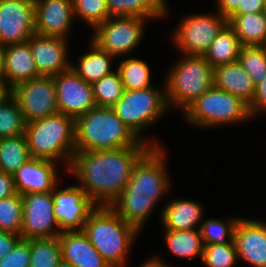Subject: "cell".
I'll use <instances>...</instances> for the list:
<instances>
[{
    "label": "cell",
    "instance_id": "cell-36",
    "mask_svg": "<svg viewBox=\"0 0 266 267\" xmlns=\"http://www.w3.org/2000/svg\"><path fill=\"white\" fill-rule=\"evenodd\" d=\"M23 204L20 194L0 200V230L21 234Z\"/></svg>",
    "mask_w": 266,
    "mask_h": 267
},
{
    "label": "cell",
    "instance_id": "cell-29",
    "mask_svg": "<svg viewBox=\"0 0 266 267\" xmlns=\"http://www.w3.org/2000/svg\"><path fill=\"white\" fill-rule=\"evenodd\" d=\"M31 157L24 135L3 137L0 145V172L14 174Z\"/></svg>",
    "mask_w": 266,
    "mask_h": 267
},
{
    "label": "cell",
    "instance_id": "cell-13",
    "mask_svg": "<svg viewBox=\"0 0 266 267\" xmlns=\"http://www.w3.org/2000/svg\"><path fill=\"white\" fill-rule=\"evenodd\" d=\"M34 34V0H0V44L23 43Z\"/></svg>",
    "mask_w": 266,
    "mask_h": 267
},
{
    "label": "cell",
    "instance_id": "cell-19",
    "mask_svg": "<svg viewBox=\"0 0 266 267\" xmlns=\"http://www.w3.org/2000/svg\"><path fill=\"white\" fill-rule=\"evenodd\" d=\"M56 164L48 159L30 158L13 174L18 194L53 191L61 180Z\"/></svg>",
    "mask_w": 266,
    "mask_h": 267
},
{
    "label": "cell",
    "instance_id": "cell-34",
    "mask_svg": "<svg viewBox=\"0 0 266 267\" xmlns=\"http://www.w3.org/2000/svg\"><path fill=\"white\" fill-rule=\"evenodd\" d=\"M96 106L113 107L122 97L124 87L119 71L116 69L92 84Z\"/></svg>",
    "mask_w": 266,
    "mask_h": 267
},
{
    "label": "cell",
    "instance_id": "cell-8",
    "mask_svg": "<svg viewBox=\"0 0 266 267\" xmlns=\"http://www.w3.org/2000/svg\"><path fill=\"white\" fill-rule=\"evenodd\" d=\"M182 113L186 122L201 129L240 124L252 120L246 102L214 85Z\"/></svg>",
    "mask_w": 266,
    "mask_h": 267
},
{
    "label": "cell",
    "instance_id": "cell-7",
    "mask_svg": "<svg viewBox=\"0 0 266 267\" xmlns=\"http://www.w3.org/2000/svg\"><path fill=\"white\" fill-rule=\"evenodd\" d=\"M112 109L139 140L151 147L162 146L156 139L146 140L142 133L161 120L160 118L170 109L166 100L165 85L161 88L152 86L141 90H124L122 97Z\"/></svg>",
    "mask_w": 266,
    "mask_h": 267
},
{
    "label": "cell",
    "instance_id": "cell-16",
    "mask_svg": "<svg viewBox=\"0 0 266 267\" xmlns=\"http://www.w3.org/2000/svg\"><path fill=\"white\" fill-rule=\"evenodd\" d=\"M28 41L39 75L55 76L71 69L68 39L34 34Z\"/></svg>",
    "mask_w": 266,
    "mask_h": 267
},
{
    "label": "cell",
    "instance_id": "cell-40",
    "mask_svg": "<svg viewBox=\"0 0 266 267\" xmlns=\"http://www.w3.org/2000/svg\"><path fill=\"white\" fill-rule=\"evenodd\" d=\"M251 119L266 113V76L258 85L255 86V96L248 105Z\"/></svg>",
    "mask_w": 266,
    "mask_h": 267
},
{
    "label": "cell",
    "instance_id": "cell-20",
    "mask_svg": "<svg viewBox=\"0 0 266 267\" xmlns=\"http://www.w3.org/2000/svg\"><path fill=\"white\" fill-rule=\"evenodd\" d=\"M62 261L73 267H111L93 247L82 230L64 231L58 236Z\"/></svg>",
    "mask_w": 266,
    "mask_h": 267
},
{
    "label": "cell",
    "instance_id": "cell-47",
    "mask_svg": "<svg viewBox=\"0 0 266 267\" xmlns=\"http://www.w3.org/2000/svg\"><path fill=\"white\" fill-rule=\"evenodd\" d=\"M4 54H5V46L0 44V77L4 75Z\"/></svg>",
    "mask_w": 266,
    "mask_h": 267
},
{
    "label": "cell",
    "instance_id": "cell-43",
    "mask_svg": "<svg viewBox=\"0 0 266 267\" xmlns=\"http://www.w3.org/2000/svg\"><path fill=\"white\" fill-rule=\"evenodd\" d=\"M264 11H266L264 0H243L242 5H239L232 15H245Z\"/></svg>",
    "mask_w": 266,
    "mask_h": 267
},
{
    "label": "cell",
    "instance_id": "cell-1",
    "mask_svg": "<svg viewBox=\"0 0 266 267\" xmlns=\"http://www.w3.org/2000/svg\"><path fill=\"white\" fill-rule=\"evenodd\" d=\"M150 147L75 151L66 172L97 206H109L128 184L134 164Z\"/></svg>",
    "mask_w": 266,
    "mask_h": 267
},
{
    "label": "cell",
    "instance_id": "cell-17",
    "mask_svg": "<svg viewBox=\"0 0 266 267\" xmlns=\"http://www.w3.org/2000/svg\"><path fill=\"white\" fill-rule=\"evenodd\" d=\"M34 8L36 34L69 37L75 19L72 0H34Z\"/></svg>",
    "mask_w": 266,
    "mask_h": 267
},
{
    "label": "cell",
    "instance_id": "cell-3",
    "mask_svg": "<svg viewBox=\"0 0 266 267\" xmlns=\"http://www.w3.org/2000/svg\"><path fill=\"white\" fill-rule=\"evenodd\" d=\"M82 231L111 267H126L132 244L140 233L108 205L97 206Z\"/></svg>",
    "mask_w": 266,
    "mask_h": 267
},
{
    "label": "cell",
    "instance_id": "cell-42",
    "mask_svg": "<svg viewBox=\"0 0 266 267\" xmlns=\"http://www.w3.org/2000/svg\"><path fill=\"white\" fill-rule=\"evenodd\" d=\"M20 239V235L0 230V259L10 253Z\"/></svg>",
    "mask_w": 266,
    "mask_h": 267
},
{
    "label": "cell",
    "instance_id": "cell-18",
    "mask_svg": "<svg viewBox=\"0 0 266 267\" xmlns=\"http://www.w3.org/2000/svg\"><path fill=\"white\" fill-rule=\"evenodd\" d=\"M238 260L251 267H266V222L240 218L234 231Z\"/></svg>",
    "mask_w": 266,
    "mask_h": 267
},
{
    "label": "cell",
    "instance_id": "cell-9",
    "mask_svg": "<svg viewBox=\"0 0 266 267\" xmlns=\"http://www.w3.org/2000/svg\"><path fill=\"white\" fill-rule=\"evenodd\" d=\"M209 13L186 15L171 32V42L176 50L185 55L204 56L218 32L227 23V19L214 11Z\"/></svg>",
    "mask_w": 266,
    "mask_h": 267
},
{
    "label": "cell",
    "instance_id": "cell-12",
    "mask_svg": "<svg viewBox=\"0 0 266 267\" xmlns=\"http://www.w3.org/2000/svg\"><path fill=\"white\" fill-rule=\"evenodd\" d=\"M21 197L23 204L21 238H51L58 237L62 233L54 216L52 191L28 193Z\"/></svg>",
    "mask_w": 266,
    "mask_h": 267
},
{
    "label": "cell",
    "instance_id": "cell-11",
    "mask_svg": "<svg viewBox=\"0 0 266 267\" xmlns=\"http://www.w3.org/2000/svg\"><path fill=\"white\" fill-rule=\"evenodd\" d=\"M12 95L26 123L58 113L54 76H38L16 84Z\"/></svg>",
    "mask_w": 266,
    "mask_h": 267
},
{
    "label": "cell",
    "instance_id": "cell-39",
    "mask_svg": "<svg viewBox=\"0 0 266 267\" xmlns=\"http://www.w3.org/2000/svg\"><path fill=\"white\" fill-rule=\"evenodd\" d=\"M0 267H30V239L21 238L13 250L0 259Z\"/></svg>",
    "mask_w": 266,
    "mask_h": 267
},
{
    "label": "cell",
    "instance_id": "cell-22",
    "mask_svg": "<svg viewBox=\"0 0 266 267\" xmlns=\"http://www.w3.org/2000/svg\"><path fill=\"white\" fill-rule=\"evenodd\" d=\"M200 203L190 199H174L163 207L160 219L163 229L191 230L200 228L204 215Z\"/></svg>",
    "mask_w": 266,
    "mask_h": 267
},
{
    "label": "cell",
    "instance_id": "cell-25",
    "mask_svg": "<svg viewBox=\"0 0 266 267\" xmlns=\"http://www.w3.org/2000/svg\"><path fill=\"white\" fill-rule=\"evenodd\" d=\"M110 17H141L157 20L165 18L168 11L167 0H106Z\"/></svg>",
    "mask_w": 266,
    "mask_h": 267
},
{
    "label": "cell",
    "instance_id": "cell-46",
    "mask_svg": "<svg viewBox=\"0 0 266 267\" xmlns=\"http://www.w3.org/2000/svg\"><path fill=\"white\" fill-rule=\"evenodd\" d=\"M12 94V88L7 84L4 77H0V102L4 101Z\"/></svg>",
    "mask_w": 266,
    "mask_h": 267
},
{
    "label": "cell",
    "instance_id": "cell-31",
    "mask_svg": "<svg viewBox=\"0 0 266 267\" xmlns=\"http://www.w3.org/2000/svg\"><path fill=\"white\" fill-rule=\"evenodd\" d=\"M61 262L58 237L30 239V267H59Z\"/></svg>",
    "mask_w": 266,
    "mask_h": 267
},
{
    "label": "cell",
    "instance_id": "cell-37",
    "mask_svg": "<svg viewBox=\"0 0 266 267\" xmlns=\"http://www.w3.org/2000/svg\"><path fill=\"white\" fill-rule=\"evenodd\" d=\"M74 18L82 19L94 30L110 18L106 0H72Z\"/></svg>",
    "mask_w": 266,
    "mask_h": 267
},
{
    "label": "cell",
    "instance_id": "cell-6",
    "mask_svg": "<svg viewBox=\"0 0 266 267\" xmlns=\"http://www.w3.org/2000/svg\"><path fill=\"white\" fill-rule=\"evenodd\" d=\"M172 65L164 75L165 84L162 85H165L169 108H180V112H183L214 85V68L204 56L185 54Z\"/></svg>",
    "mask_w": 266,
    "mask_h": 267
},
{
    "label": "cell",
    "instance_id": "cell-2",
    "mask_svg": "<svg viewBox=\"0 0 266 267\" xmlns=\"http://www.w3.org/2000/svg\"><path fill=\"white\" fill-rule=\"evenodd\" d=\"M150 147L134 164L124 190L109 205L139 231L148 223L155 204L169 193L171 183L166 149Z\"/></svg>",
    "mask_w": 266,
    "mask_h": 267
},
{
    "label": "cell",
    "instance_id": "cell-4",
    "mask_svg": "<svg viewBox=\"0 0 266 267\" xmlns=\"http://www.w3.org/2000/svg\"><path fill=\"white\" fill-rule=\"evenodd\" d=\"M150 146L139 140L118 118L112 107L96 106L75 119L76 151Z\"/></svg>",
    "mask_w": 266,
    "mask_h": 267
},
{
    "label": "cell",
    "instance_id": "cell-26",
    "mask_svg": "<svg viewBox=\"0 0 266 267\" xmlns=\"http://www.w3.org/2000/svg\"><path fill=\"white\" fill-rule=\"evenodd\" d=\"M227 23L235 31L242 46H266V11L231 15Z\"/></svg>",
    "mask_w": 266,
    "mask_h": 267
},
{
    "label": "cell",
    "instance_id": "cell-38",
    "mask_svg": "<svg viewBox=\"0 0 266 267\" xmlns=\"http://www.w3.org/2000/svg\"><path fill=\"white\" fill-rule=\"evenodd\" d=\"M202 262L207 267H234L238 260L234 240L229 244L203 245Z\"/></svg>",
    "mask_w": 266,
    "mask_h": 267
},
{
    "label": "cell",
    "instance_id": "cell-35",
    "mask_svg": "<svg viewBox=\"0 0 266 267\" xmlns=\"http://www.w3.org/2000/svg\"><path fill=\"white\" fill-rule=\"evenodd\" d=\"M238 62L258 85L266 76V46H242Z\"/></svg>",
    "mask_w": 266,
    "mask_h": 267
},
{
    "label": "cell",
    "instance_id": "cell-10",
    "mask_svg": "<svg viewBox=\"0 0 266 267\" xmlns=\"http://www.w3.org/2000/svg\"><path fill=\"white\" fill-rule=\"evenodd\" d=\"M149 19L141 17H110L98 25L90 41L117 57L129 55L141 43Z\"/></svg>",
    "mask_w": 266,
    "mask_h": 267
},
{
    "label": "cell",
    "instance_id": "cell-48",
    "mask_svg": "<svg viewBox=\"0 0 266 267\" xmlns=\"http://www.w3.org/2000/svg\"><path fill=\"white\" fill-rule=\"evenodd\" d=\"M59 267H73V266L62 261Z\"/></svg>",
    "mask_w": 266,
    "mask_h": 267
},
{
    "label": "cell",
    "instance_id": "cell-32",
    "mask_svg": "<svg viewBox=\"0 0 266 267\" xmlns=\"http://www.w3.org/2000/svg\"><path fill=\"white\" fill-rule=\"evenodd\" d=\"M25 130L26 121L17 100L11 94L0 102V136L14 137L24 135Z\"/></svg>",
    "mask_w": 266,
    "mask_h": 267
},
{
    "label": "cell",
    "instance_id": "cell-44",
    "mask_svg": "<svg viewBox=\"0 0 266 267\" xmlns=\"http://www.w3.org/2000/svg\"><path fill=\"white\" fill-rule=\"evenodd\" d=\"M243 0H217L216 11L228 19L242 5Z\"/></svg>",
    "mask_w": 266,
    "mask_h": 267
},
{
    "label": "cell",
    "instance_id": "cell-27",
    "mask_svg": "<svg viewBox=\"0 0 266 267\" xmlns=\"http://www.w3.org/2000/svg\"><path fill=\"white\" fill-rule=\"evenodd\" d=\"M241 47L235 31L226 23L212 41L204 57L213 68L222 64L234 63L239 59Z\"/></svg>",
    "mask_w": 266,
    "mask_h": 267
},
{
    "label": "cell",
    "instance_id": "cell-21",
    "mask_svg": "<svg viewBox=\"0 0 266 267\" xmlns=\"http://www.w3.org/2000/svg\"><path fill=\"white\" fill-rule=\"evenodd\" d=\"M38 76L29 41L5 46L3 77L11 88Z\"/></svg>",
    "mask_w": 266,
    "mask_h": 267
},
{
    "label": "cell",
    "instance_id": "cell-30",
    "mask_svg": "<svg viewBox=\"0 0 266 267\" xmlns=\"http://www.w3.org/2000/svg\"><path fill=\"white\" fill-rule=\"evenodd\" d=\"M116 69L120 73L124 90H141L154 86L150 67L142 59L129 56L122 59Z\"/></svg>",
    "mask_w": 266,
    "mask_h": 267
},
{
    "label": "cell",
    "instance_id": "cell-15",
    "mask_svg": "<svg viewBox=\"0 0 266 267\" xmlns=\"http://www.w3.org/2000/svg\"><path fill=\"white\" fill-rule=\"evenodd\" d=\"M58 111L74 119L96 107L93 86L72 69L54 76Z\"/></svg>",
    "mask_w": 266,
    "mask_h": 267
},
{
    "label": "cell",
    "instance_id": "cell-24",
    "mask_svg": "<svg viewBox=\"0 0 266 267\" xmlns=\"http://www.w3.org/2000/svg\"><path fill=\"white\" fill-rule=\"evenodd\" d=\"M89 43V51L79 55L77 63H71V69L85 82L92 85L115 71L112 70L111 64L115 57L100 49L93 41Z\"/></svg>",
    "mask_w": 266,
    "mask_h": 267
},
{
    "label": "cell",
    "instance_id": "cell-14",
    "mask_svg": "<svg viewBox=\"0 0 266 267\" xmlns=\"http://www.w3.org/2000/svg\"><path fill=\"white\" fill-rule=\"evenodd\" d=\"M57 185L52 191L54 216L60 231L82 230L90 213L97 205L86 195L79 185L62 189Z\"/></svg>",
    "mask_w": 266,
    "mask_h": 267
},
{
    "label": "cell",
    "instance_id": "cell-45",
    "mask_svg": "<svg viewBox=\"0 0 266 267\" xmlns=\"http://www.w3.org/2000/svg\"><path fill=\"white\" fill-rule=\"evenodd\" d=\"M151 257L144 261L139 267H171L168 263H165L163 259H160L159 256L157 257L154 255Z\"/></svg>",
    "mask_w": 266,
    "mask_h": 267
},
{
    "label": "cell",
    "instance_id": "cell-49",
    "mask_svg": "<svg viewBox=\"0 0 266 267\" xmlns=\"http://www.w3.org/2000/svg\"><path fill=\"white\" fill-rule=\"evenodd\" d=\"M2 139H3V137L0 136V145H1Z\"/></svg>",
    "mask_w": 266,
    "mask_h": 267
},
{
    "label": "cell",
    "instance_id": "cell-28",
    "mask_svg": "<svg viewBox=\"0 0 266 267\" xmlns=\"http://www.w3.org/2000/svg\"><path fill=\"white\" fill-rule=\"evenodd\" d=\"M164 240L168 250L178 258L191 259L203 258V243L200 229L168 230L164 229Z\"/></svg>",
    "mask_w": 266,
    "mask_h": 267
},
{
    "label": "cell",
    "instance_id": "cell-5",
    "mask_svg": "<svg viewBox=\"0 0 266 267\" xmlns=\"http://www.w3.org/2000/svg\"><path fill=\"white\" fill-rule=\"evenodd\" d=\"M27 138L31 157L48 159L64 164L67 171L75 148V119L56 113L26 123ZM64 160V161H63Z\"/></svg>",
    "mask_w": 266,
    "mask_h": 267
},
{
    "label": "cell",
    "instance_id": "cell-23",
    "mask_svg": "<svg viewBox=\"0 0 266 267\" xmlns=\"http://www.w3.org/2000/svg\"><path fill=\"white\" fill-rule=\"evenodd\" d=\"M213 81L216 88L240 97L248 105L255 96V85L238 61L214 67Z\"/></svg>",
    "mask_w": 266,
    "mask_h": 267
},
{
    "label": "cell",
    "instance_id": "cell-33",
    "mask_svg": "<svg viewBox=\"0 0 266 267\" xmlns=\"http://www.w3.org/2000/svg\"><path fill=\"white\" fill-rule=\"evenodd\" d=\"M240 217L229 218L226 222L217 218H208L201 222L200 233L203 245L229 244L234 240V231Z\"/></svg>",
    "mask_w": 266,
    "mask_h": 267
},
{
    "label": "cell",
    "instance_id": "cell-41",
    "mask_svg": "<svg viewBox=\"0 0 266 267\" xmlns=\"http://www.w3.org/2000/svg\"><path fill=\"white\" fill-rule=\"evenodd\" d=\"M18 194L12 174L0 172V200Z\"/></svg>",
    "mask_w": 266,
    "mask_h": 267
}]
</instances>
